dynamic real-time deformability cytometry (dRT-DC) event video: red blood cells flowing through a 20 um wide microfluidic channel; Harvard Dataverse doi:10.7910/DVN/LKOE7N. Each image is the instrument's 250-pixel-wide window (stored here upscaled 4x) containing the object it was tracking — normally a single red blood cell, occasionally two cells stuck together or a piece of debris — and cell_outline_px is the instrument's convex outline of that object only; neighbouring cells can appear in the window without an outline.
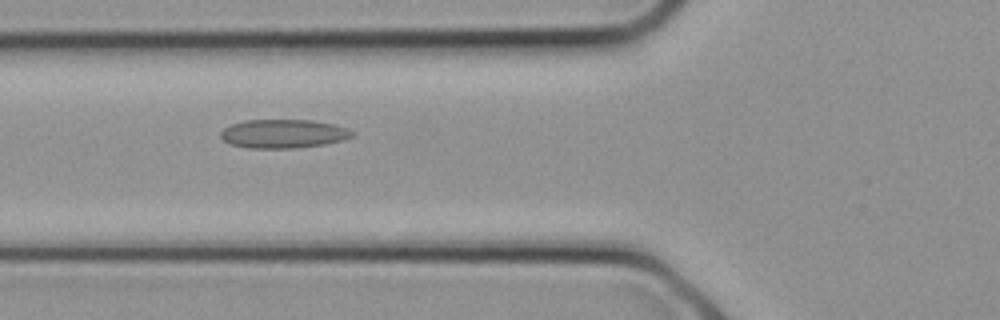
{"species": "common noctule bat (a hibernating species)", "species_latin": "Nyctalus noctula", "temperature_condition": "cold", "stored_images_in_passage": 15, "camera_frame_rate_fps": 3000, "um_per_image_px": 0.085, "animal": {"sex": "female", "body_mass_g": 21.9}, "frame": {"image": 1, "passage_image": 9, "time_ms": 2.667, "image_size_px": [1000, 320], "cell_outline_px": [[356, 136], [324, 144], [296, 148], [248, 148], [228, 144], [220, 136], [220, 132], [224, 128], [232, 124], [244, 120], [312, 120], [332, 124], [348, 128]], "centroid_in_image_um": [24.06, 11.37], "position_along_channel_um": 101.7, "area_um2": 22.02}}
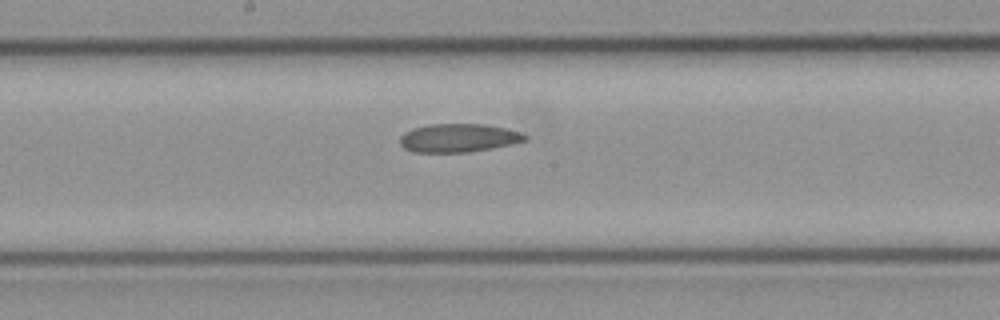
{"frame": {"image": 2, "passage_image": 13, "time_ms": 4.0, "image_size_px": [1000, 320], "cell_outline_px": [[528, 140], [512, 144], [492, 148], [468, 152], [412, 152], [404, 148], [400, 144], [400, 136], [404, 132], [412, 128], [432, 124], [484, 124], [504, 128], [520, 132], [528, 136]], "centroid_in_image_um": [38.96, 11.73], "position_along_channel_um": 209.2, "area_um2": 20.75}}
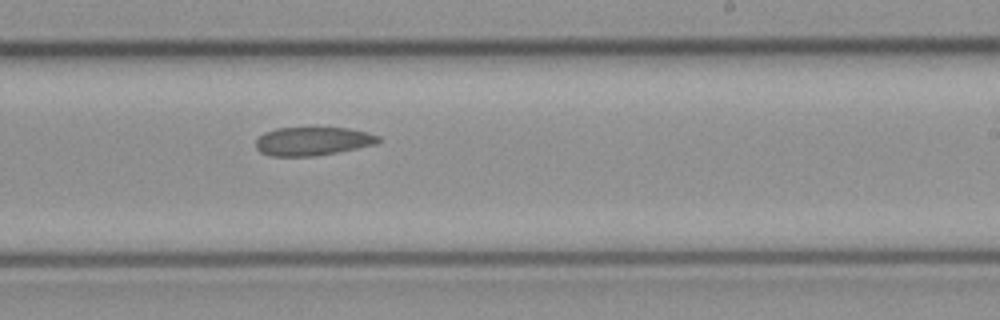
{"frame": {"image": 3, "passage_image": 15, "time_ms": 4.667, "image_size_px": [1000, 320], "cell_outline_px": [[380, 140], [376, 144], [316, 156], [268, 156], [260, 152], [256, 148], [256, 140], [264, 132], [276, 128], [348, 128], [368, 132], [380, 136]], "centroid_in_image_um": [26.56, 12.0], "position_along_channel_um": 262.4, "area_um2": 20.35}}